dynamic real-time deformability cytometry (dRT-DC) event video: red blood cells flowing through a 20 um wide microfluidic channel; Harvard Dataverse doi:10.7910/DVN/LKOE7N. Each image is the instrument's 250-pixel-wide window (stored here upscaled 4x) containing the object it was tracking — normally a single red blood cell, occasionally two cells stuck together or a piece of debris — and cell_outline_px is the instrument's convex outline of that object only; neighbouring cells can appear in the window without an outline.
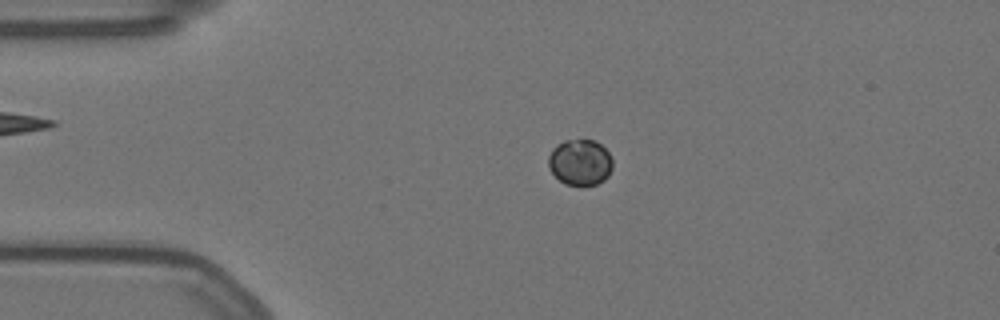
{"species": "Egyptian fruit bat (a non-hibernating species)", "species_latin": "Rousettus aegyptiacus", "temperature_condition": "warm", "stored_images_in_passage": 55, "camera_frame_rate_fps": 3000, "um_per_image_px": 0.085, "animal": {"sex": "female"}, "frame": {"image": 1, "passage_image": 9, "time_ms": 2.667, "image_size_px": [1000, 320], "cell_outline_px": [[612, 168], [608, 176], [604, 180], [596, 184], [564, 184], [548, 168], [548, 156], [552, 148], [556, 144], [564, 140], [596, 140], [608, 152], [612, 160]], "centroid_in_image_um": [49.29, 13.77], "position_along_channel_um": 35.7, "area_um2": 17.17}}
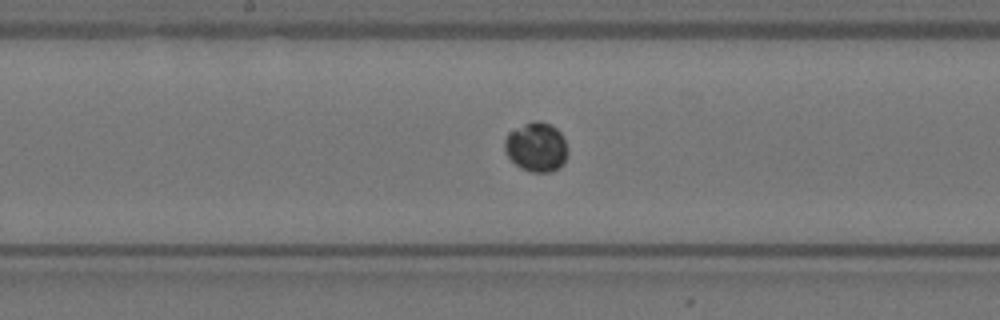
{"frame": {"image": 2, "passage_image": 26, "time_ms": 8.333, "image_size_px": [1000, 320], "cell_outline_px": [[568, 152], [564, 164], [560, 168], [552, 172], [532, 172], [520, 168], [508, 156], [504, 148], [504, 140], [508, 132], [532, 120], [540, 120], [556, 128], [564, 136]], "centroid_in_image_um": [45.61, 12.5], "position_along_channel_um": 202.6, "area_um2": 18.38}}
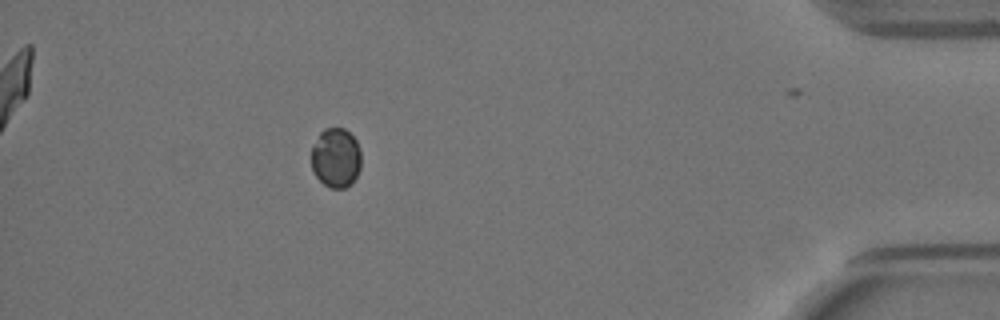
{"frame": {"image": 3, "passage_image": 48, "time_ms": 15.667, "image_size_px": [1000, 320], "cell_outline_px": [[360, 168], [352, 184], [344, 188], [328, 188], [316, 176], [312, 168], [312, 148], [320, 132], [324, 128], [344, 128], [356, 140], [360, 152]], "centroid_in_image_um": [28.55, 13.43], "position_along_channel_um": 406.6, "area_um2": 17.22}, "authors_computed_cell_mechanics": {"area_um2": 17.8024, "velocity_mm_per_s": 3.5168, "shape_relaxation_time_tau1_ms": 7.263, "shape_relaxation_time_tau2_ms": null, "deformation_change_tau1": 0.0147, "deformation_change_tau2": null}}